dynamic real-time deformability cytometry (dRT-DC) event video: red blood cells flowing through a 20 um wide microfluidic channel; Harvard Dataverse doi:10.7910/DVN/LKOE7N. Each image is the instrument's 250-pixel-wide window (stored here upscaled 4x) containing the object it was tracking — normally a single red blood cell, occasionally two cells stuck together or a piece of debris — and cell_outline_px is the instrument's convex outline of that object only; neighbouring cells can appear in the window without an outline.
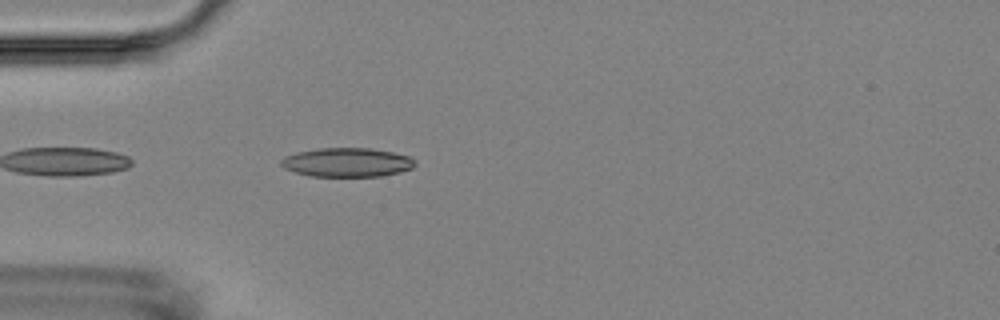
{"species": "Egyptian fruit bat (a non-hibernating species)", "species_latin": "Rousettus aegyptiacus", "temperature_condition": "room temperature", "stored_images_in_passage": 4, "camera_frame_rate_fps": 3000, "um_per_image_px": 0.085, "animal": {"sex": "female"}, "frame": {"image": 1, "passage_image": 4, "time_ms": 3.333, "image_size_px": [1000, 320], "cell_outline_px": [[416, 164], [412, 168], [400, 172], [380, 176], [312, 176], [296, 172], [284, 168], [280, 164], [280, 160], [284, 156], [296, 152], [320, 148], [368, 148], [392, 152], [408, 156], [416, 160]], "centroid_in_image_um": [29.49, 13.8], "position_along_channel_um": 55.5, "area_um2": 22.6}}